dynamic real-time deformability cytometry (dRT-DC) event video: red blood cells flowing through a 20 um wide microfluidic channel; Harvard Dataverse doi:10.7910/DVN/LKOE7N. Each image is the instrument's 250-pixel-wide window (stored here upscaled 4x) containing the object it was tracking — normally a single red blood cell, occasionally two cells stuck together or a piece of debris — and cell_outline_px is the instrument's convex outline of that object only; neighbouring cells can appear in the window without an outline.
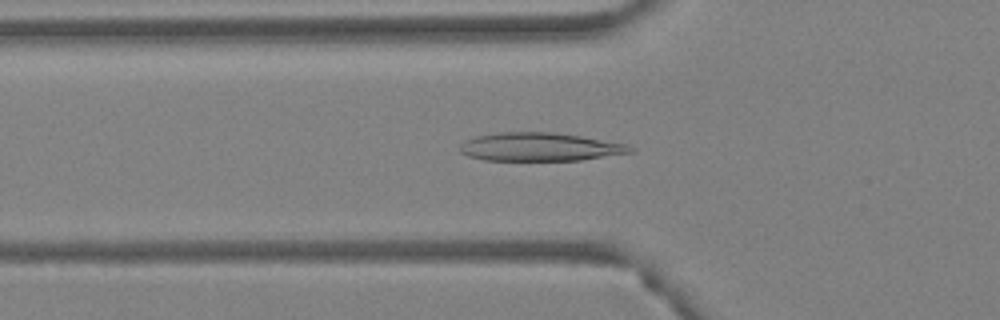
{"species": "Egyptian fruit bat (a non-hibernating species)", "species_latin": "Rousettus aegyptiacus", "temperature_condition": "warm", "stored_images_in_passage": 23, "camera_frame_rate_fps": 3000, "um_per_image_px": 0.085, "animal": {"sex": "female"}, "frame": {"image": 1, "passage_image": 18, "time_ms": 5.667, "image_size_px": [1000, 320], "cell_outline_px": [[636, 152], [580, 160], [484, 160], [468, 156], [460, 152], [460, 144], [464, 140], [476, 136], [500, 132], [552, 132], [580, 136], [628, 144], [636, 148]], "centroid_in_image_um": [45.91, 12.49], "position_along_channel_um": 79.9, "area_um2": 28.26}}
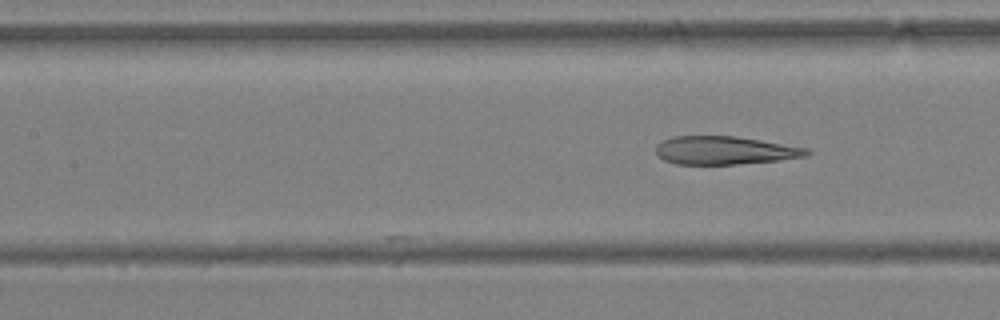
{"frame": {"image": 2, "passage_image": 23, "time_ms": 7.333, "image_size_px": [1000, 320], "cell_outline_px": [[812, 152], [804, 156], [776, 160], [736, 164], [676, 164], [664, 160], [656, 152], [656, 144], [672, 136], [736, 136], [808, 148]], "centroid_in_image_um": [61.57, 12.77], "position_along_channel_um": 145.8, "area_um2": 24.57}}